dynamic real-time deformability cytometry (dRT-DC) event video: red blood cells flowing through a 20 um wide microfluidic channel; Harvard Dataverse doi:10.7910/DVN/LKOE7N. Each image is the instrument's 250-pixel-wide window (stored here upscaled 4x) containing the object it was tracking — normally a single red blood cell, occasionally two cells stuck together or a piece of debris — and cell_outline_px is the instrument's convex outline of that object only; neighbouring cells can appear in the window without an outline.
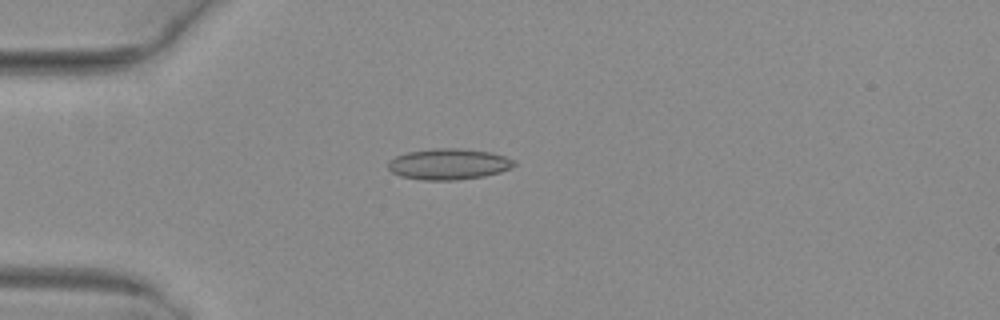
{"species": "common noctule bat (a hibernating species)", "species_latin": "Nyctalus noctula", "temperature_condition": "warm", "stored_images_in_passage": 38, "camera_frame_rate_fps": 3000, "um_per_image_px": 0.085, "animal": {"sex": "female", "body_mass_g": 29.2, "forearm_length_mm": 56.3}, "frame": {"image": 1, "passage_image": 1, "time_ms": 0.0, "image_size_px": [1000, 320], "cell_outline_px": [[516, 164], [512, 168], [500, 172], [484, 176], [456, 180], [424, 180], [400, 176], [392, 172], [388, 168], [388, 160], [396, 156], [408, 152], [432, 148], [460, 148], [488, 152], [504, 156], [512, 160]], "centroid_in_image_um": [38.11, 13.95], "position_along_channel_um": 46.9, "area_um2": 22.72}}
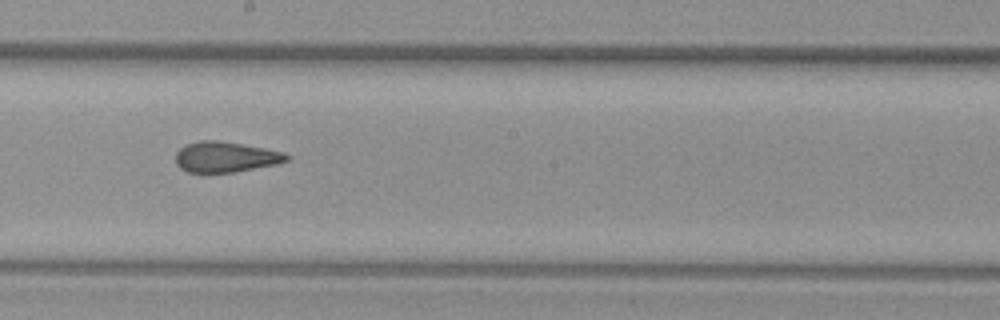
{"frame": {"image": 2, "passage_image": 16, "time_ms": 5.0, "image_size_px": [1000, 320], "cell_outline_px": [[292, 156], [288, 160], [276, 164], [232, 172], [188, 172], [180, 168], [176, 164], [176, 152], [184, 144], [200, 140], [220, 140], [264, 148], [284, 152]], "centroid_in_image_um": [19.16, 13.32], "position_along_channel_um": 229.0, "area_um2": 19.77}}
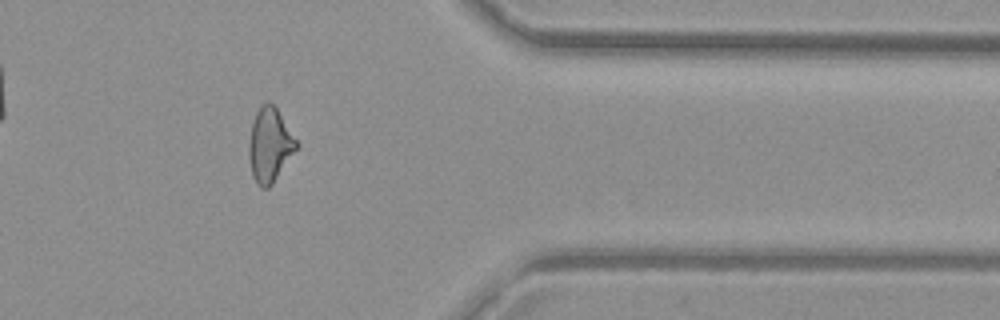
{"frame": {"image": 3, "passage_image": 29, "time_ms": 9.333, "image_size_px": [1000, 320], "cell_outline_px": [[300, 144], [272, 184], [268, 188], [260, 188], [256, 184], [252, 176], [248, 156], [248, 144], [252, 124], [256, 112], [260, 104], [268, 100], [276, 108]], "centroid_in_image_um": [22.91, 12.33], "position_along_channel_um": 388.5, "area_um2": 20.63}, "authors_computed_cell_mechanics": {"area_um2": 20.519, "velocity_mm_per_s": 4.0508, "shape_relaxation_time_tau1_ms": null, "shape_relaxation_time_tau2_ms": 1.8604, "deformation_change_tau1": null, "deformation_change_tau2": 0.086}}